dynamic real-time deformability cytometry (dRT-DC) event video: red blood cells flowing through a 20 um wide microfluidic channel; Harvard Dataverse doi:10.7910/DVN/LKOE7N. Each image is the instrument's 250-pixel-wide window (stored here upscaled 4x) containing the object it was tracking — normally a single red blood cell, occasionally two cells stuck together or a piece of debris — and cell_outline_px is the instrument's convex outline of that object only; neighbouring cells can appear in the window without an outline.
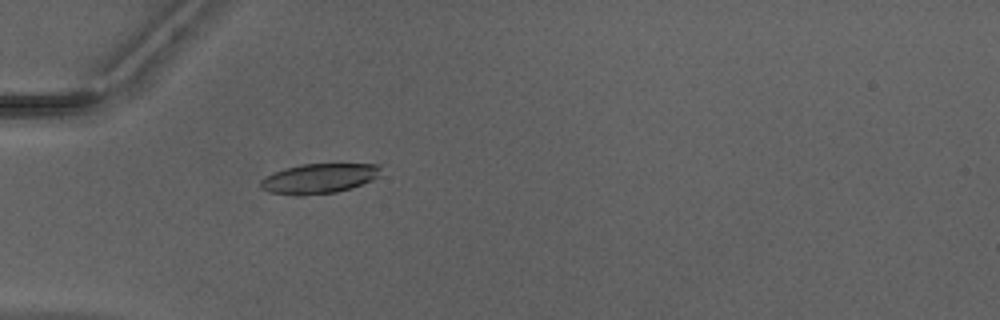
{"species": "Egyptian fruit bat (a non-hibernating species)", "species_latin": "Rousettus aegyptiacus", "temperature_condition": "warm", "stored_images_in_passage": 2, "camera_frame_rate_fps": 3000, "um_per_image_px": 0.085, "animal": {"sex": "male"}, "frame": {"image": 1, "passage_image": 1, "time_ms": 0.0, "image_size_px": [1000, 320], "cell_outline_px": [[380, 168], [376, 176], [352, 188], [336, 192], [300, 196], [268, 192], [260, 188], [260, 180], [264, 176], [284, 168], [300, 164], [380, 164]], "centroid_in_image_um": [27.01, 15.17], "position_along_channel_um": 58.0, "area_um2": 20.81}}